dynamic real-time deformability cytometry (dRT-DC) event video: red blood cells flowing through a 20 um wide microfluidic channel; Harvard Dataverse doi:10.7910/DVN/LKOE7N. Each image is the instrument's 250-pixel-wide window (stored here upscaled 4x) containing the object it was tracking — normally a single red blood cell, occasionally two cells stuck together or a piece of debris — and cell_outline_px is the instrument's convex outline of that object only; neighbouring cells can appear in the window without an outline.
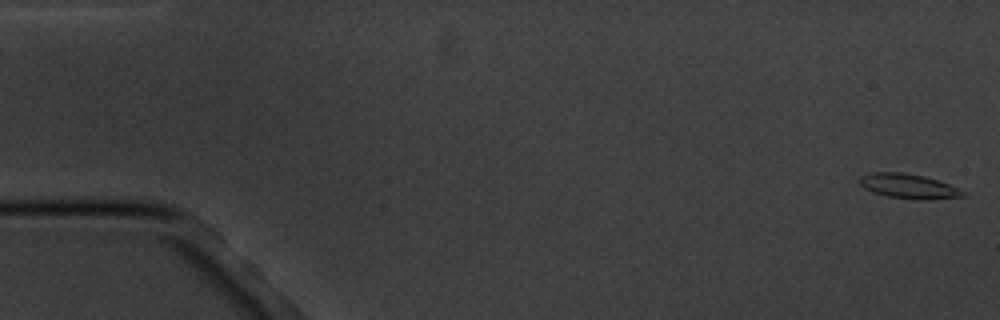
{"species": "common noctule bat (a hibernating species)", "species_latin": "Nyctalus noctula", "temperature_condition": "cold", "stored_images_in_passage": 7, "camera_frame_rate_fps": 3000, "um_per_image_px": 0.085, "animal": {"sex": "male", "body_mass_g": 20.1, "forearm_length_mm": 53.5}, "frame": {"image": 1, "passage_image": 1, "time_ms": 0.0, "image_size_px": [1000, 320], "cell_outline_px": [[964, 196], [920, 200], [888, 196], [872, 192], [864, 188], [860, 184], [860, 176], [872, 172], [904, 172], [924, 176], [948, 184], [964, 192]], "centroid_in_image_um": [77.17, 15.81], "position_along_channel_um": 7.8, "area_um2": 14.57}}
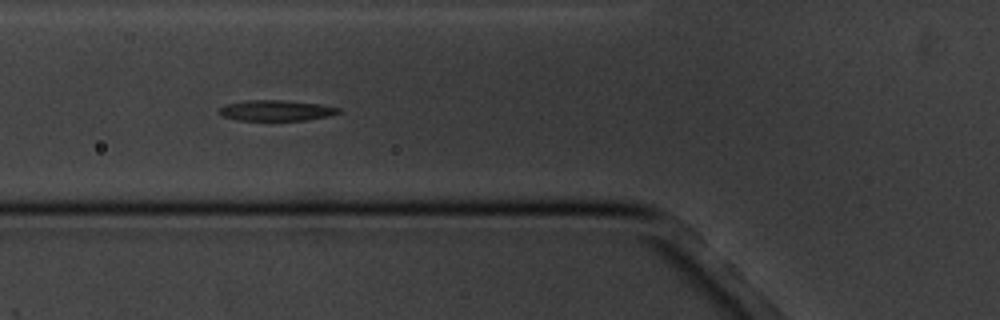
{"frame": {"image": 2, "passage_image": 6, "time_ms": 6.667, "image_size_px": [1000, 320], "cell_outline_px": [[340, 112], [328, 116], [308, 120], [236, 120], [224, 116], [216, 112], [224, 104], [248, 100], [284, 100], [320, 104], [340, 108]], "centroid_in_image_um": [23.44, 9.39], "position_along_channel_um": 102.4, "area_um2": 14.39}}
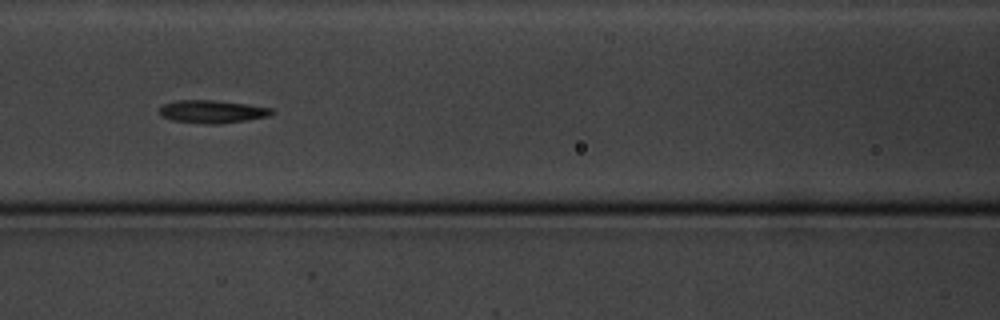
{"frame": {"image": 3, "passage_image": 7, "time_ms": 8.0, "image_size_px": [1000, 320], "cell_outline_px": [[276, 112], [268, 116], [248, 120], [220, 124], [204, 124], [172, 120], [160, 116], [160, 108], [164, 104], [176, 100], [216, 100], [272, 108]], "centroid_in_image_um": [18.04, 9.49], "position_along_channel_um": 148.6, "area_um2": 15.03}}